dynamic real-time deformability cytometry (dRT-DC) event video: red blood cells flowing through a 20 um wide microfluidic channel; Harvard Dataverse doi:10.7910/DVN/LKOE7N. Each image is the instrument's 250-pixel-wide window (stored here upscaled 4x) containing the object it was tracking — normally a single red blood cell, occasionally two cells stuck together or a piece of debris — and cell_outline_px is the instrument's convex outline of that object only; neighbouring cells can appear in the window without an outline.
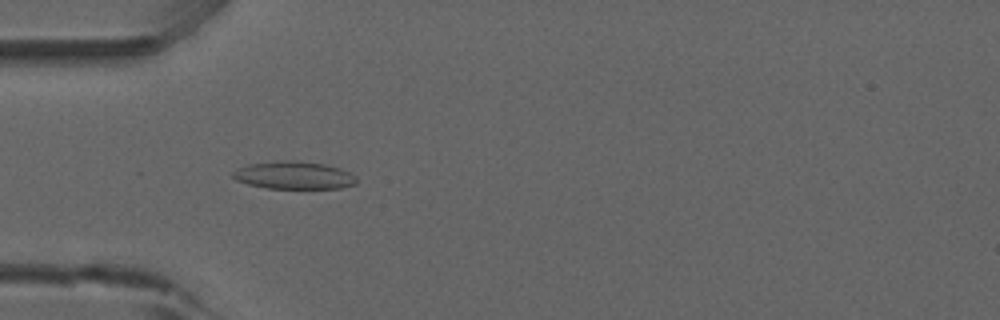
{"species": "common noctule bat (a hibernating species)", "species_latin": "Nyctalus noctula", "temperature_condition": "room temperature", "stored_images_in_passage": 52, "camera_frame_rate_fps": 3000, "um_per_image_px": 0.085, "animal": {"sex": "male", "forearm_length_mm": 52.5}, "frame": {"image": 1, "passage_image": 16, "time_ms": 5.0, "image_size_px": [1000, 320], "cell_outline_px": [[356, 184], [340, 188], [268, 188], [248, 184], [236, 180], [232, 176], [232, 172], [236, 168], [248, 164], [276, 160], [300, 160], [324, 164], [340, 168], [356, 176]], "centroid_in_image_um": [24.96, 14.88], "position_along_channel_um": 60.0, "area_um2": 20.11}}
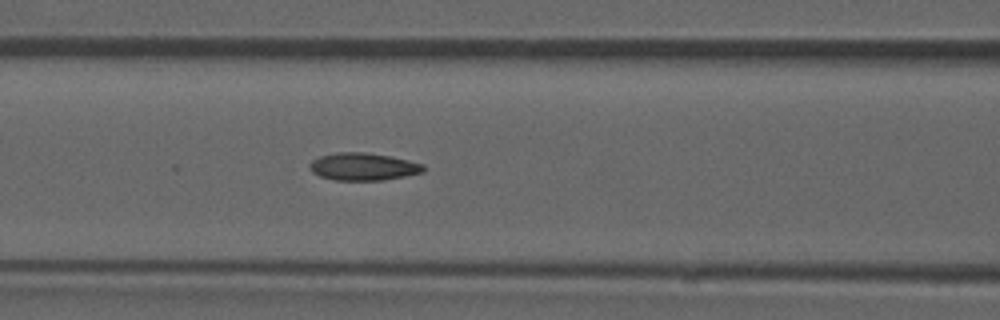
{"frame": {"image": 2, "passage_image": 22, "time_ms": 7.0, "image_size_px": [1000, 320], "cell_outline_px": [[424, 172], [404, 176], [380, 180], [336, 180], [320, 176], [312, 172], [308, 164], [312, 160], [320, 156], [336, 152], [364, 152], [388, 156], [408, 160], [424, 164]], "centroid_in_image_um": [30.85, 14.16], "position_along_channel_um": 135.8, "area_um2": 18.09}}
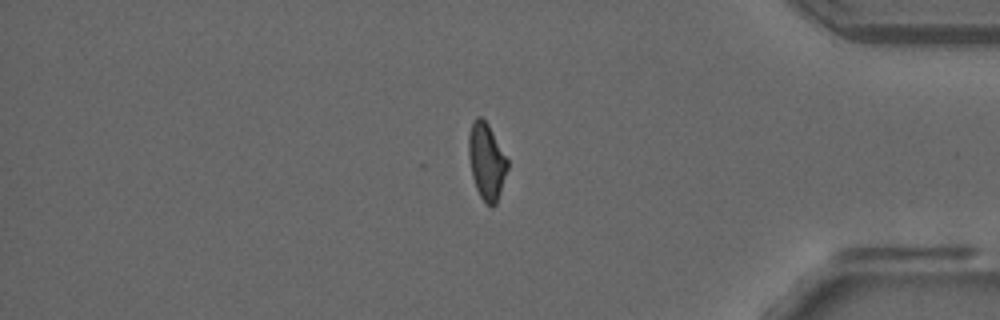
{"frame": {"image": 3, "passage_image": 44, "time_ms": 14.333, "image_size_px": [1000, 320], "cell_outline_px": [[508, 168], [496, 204], [492, 208], [480, 196], [476, 188], [472, 176], [468, 156], [468, 136], [472, 120], [476, 116], [480, 116], [488, 124], [508, 160]], "centroid_in_image_um": [41.34, 13.69], "position_along_channel_um": 393.9, "area_um2": 17.28}, "authors_computed_cell_mechanics": {"area_um2": 17.8313, "velocity_mm_per_s": 3.908, "shape_relaxation_time_tau1_ms": null, "shape_relaxation_time_tau2_ms": 2.5402, "deformation_change_tau1": null, "deformation_change_tau2": 0.0903}}